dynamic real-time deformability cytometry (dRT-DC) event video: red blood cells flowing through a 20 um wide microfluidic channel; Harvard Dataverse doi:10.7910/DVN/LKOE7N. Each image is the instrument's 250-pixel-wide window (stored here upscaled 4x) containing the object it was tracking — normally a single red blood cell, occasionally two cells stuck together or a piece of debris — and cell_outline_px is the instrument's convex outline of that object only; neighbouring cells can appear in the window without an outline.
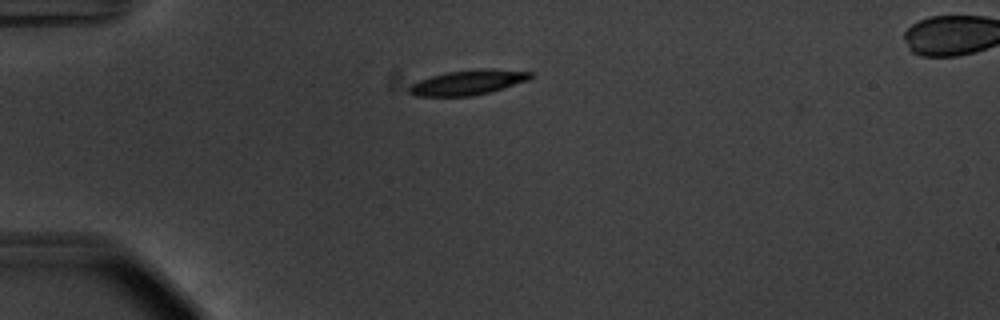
{"species": "common noctule bat (a hibernating species)", "species_latin": "Nyctalus noctula", "temperature_condition": "warm", "stored_images_in_passage": 41, "camera_frame_rate_fps": 3000, "um_per_image_px": 0.085, "animal": {"sex": "male", "body_mass_g": 20.1, "forearm_length_mm": 53.5}, "frame": {"image": 1, "passage_image": 1, "time_ms": 0.0, "image_size_px": [1000, 320], "cell_outline_px": [[536, 72], [528, 80], [488, 92], [472, 96], [412, 96], [408, 92], [408, 88], [412, 84], [420, 80], [432, 76], [448, 72], [476, 68], [492, 68]], "centroid_in_image_um": [39.79, 6.99], "position_along_channel_um": 45.2, "area_um2": 17.63}}
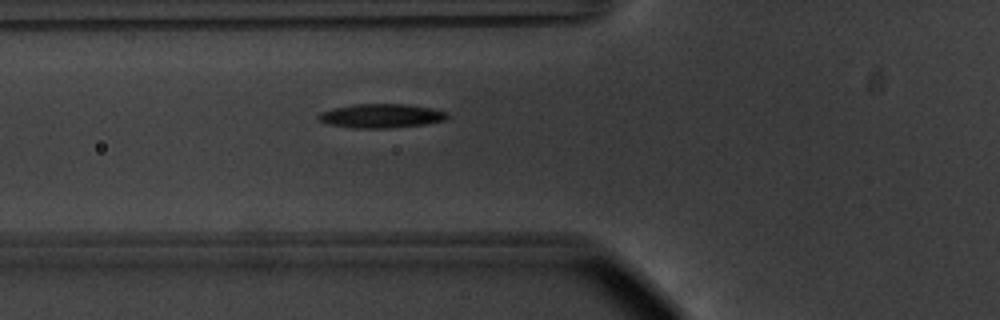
{"frame": {"image": 2, "passage_image": 7, "time_ms": 2.0, "image_size_px": [1000, 320], "cell_outline_px": [[448, 116], [444, 120], [424, 124], [388, 128], [352, 128], [328, 124], [320, 120], [316, 116], [320, 112], [332, 108], [356, 104], [408, 104], [432, 108], [448, 112]], "centroid_in_image_um": [32.38, 9.84], "position_along_channel_um": 93.4, "area_um2": 18.03}, "authors_computed_cell_mechanics": {"area_um2": 17.5134, "velocity_mm_per_s": 3.7104, "shape_relaxation_time_tau1_ms": 2.3828, "shape_relaxation_time_tau2_ms": 5.1131, "deformation_change_tau1": 0.1677, "deformation_change_tau2": 0.0986}}